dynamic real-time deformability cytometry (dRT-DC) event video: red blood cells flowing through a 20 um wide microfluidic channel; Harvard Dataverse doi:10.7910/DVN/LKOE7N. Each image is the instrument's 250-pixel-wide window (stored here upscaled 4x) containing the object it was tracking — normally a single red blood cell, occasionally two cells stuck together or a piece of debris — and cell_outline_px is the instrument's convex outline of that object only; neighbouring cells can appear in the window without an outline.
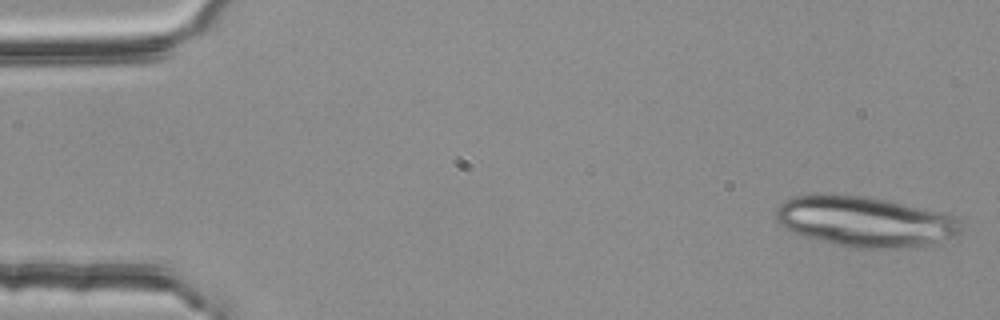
{"species": "common noctule bat (a hibernating species)", "species_latin": "Nyctalus noctula", "temperature_condition": "room temperature", "stored_images_in_passage": 5, "camera_frame_rate_fps": 3000, "um_per_image_px": 0.085, "animal": {"sex": "female", "body_mass_g": 25.1}, "frame": {"image": 1, "passage_image": 1, "time_ms": 0.0, "image_size_px": [1000, 320], "cell_outline_px": [[960, 236], [920, 248], [852, 248], [832, 244], [804, 236], [792, 232], [784, 228], [776, 220], [776, 208], [784, 200], [792, 196], [868, 196], [892, 200], [940, 212], [952, 216], [956, 220], [960, 228]], "centroid_in_image_um": [73.56, 18.87], "position_along_channel_um": 11.4, "area_um2": 54.45}}